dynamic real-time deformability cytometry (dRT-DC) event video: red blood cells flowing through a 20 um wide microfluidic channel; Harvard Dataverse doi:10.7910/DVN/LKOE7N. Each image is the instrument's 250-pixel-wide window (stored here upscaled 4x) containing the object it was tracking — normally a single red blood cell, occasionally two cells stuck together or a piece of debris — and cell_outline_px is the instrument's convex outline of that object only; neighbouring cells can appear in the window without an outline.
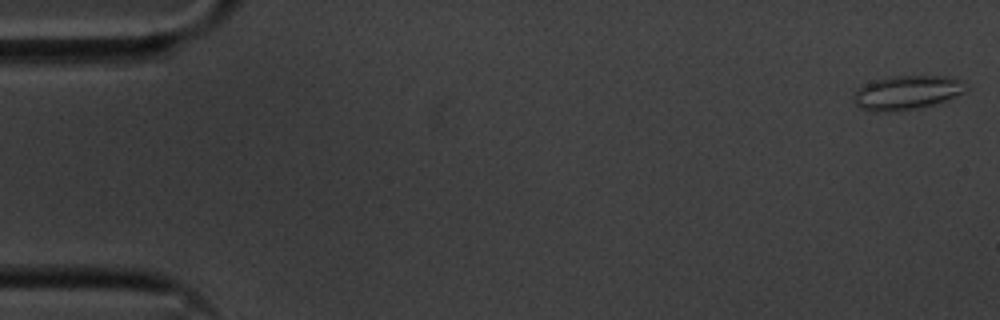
{"species": "common noctule bat (a hibernating species)", "species_latin": "Nyctalus noctula", "temperature_condition": "cold", "stored_images_in_passage": 56, "camera_frame_rate_fps": 3000, "um_per_image_px": 0.085, "animal": {"sex": "male", "body_mass_g": 20.1, "forearm_length_mm": 53.5}, "frame": {"image": 1, "passage_image": 1, "time_ms": 0.0, "image_size_px": [1000, 320], "cell_outline_px": [[968, 88], [964, 92], [948, 100], [936, 104], [896, 112], [872, 112], [860, 108], [856, 104], [856, 92], [860, 88], [876, 80], [892, 76], [944, 76], [956, 80]], "centroid_in_image_um": [77.09, 7.9], "position_along_channel_um": 7.9, "area_um2": 21.85}}
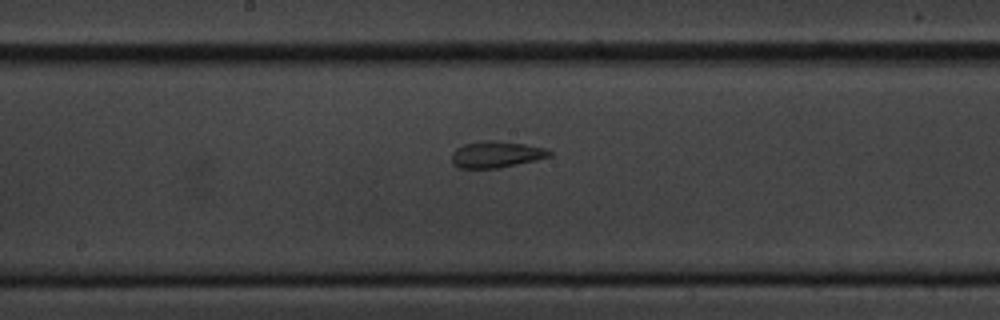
{"frame": {"image": 2, "passage_image": 29, "time_ms": 9.333, "image_size_px": [1000, 320], "cell_outline_px": [[552, 156], [500, 168], [460, 168], [452, 164], [452, 152], [456, 148], [464, 144], [484, 140], [496, 140], [524, 144], [544, 148], [552, 152]], "centroid_in_image_um": [42.16, 13.12], "position_along_channel_um": 206.0, "area_um2": 15.09}}
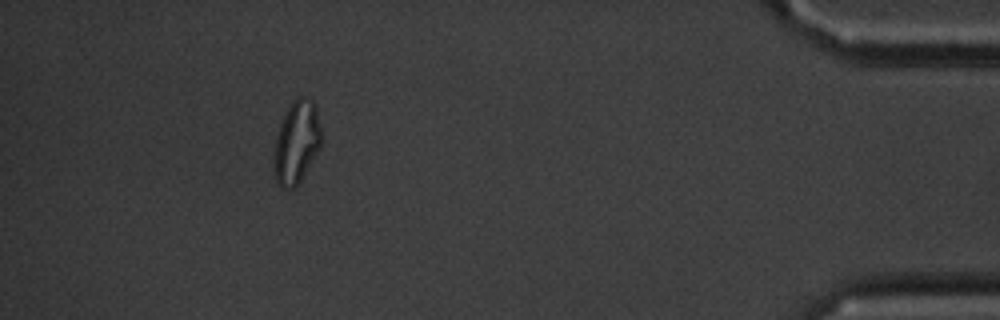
{"frame": {"image": 3, "passage_image": 51, "time_ms": 16.667, "image_size_px": [1000, 320], "cell_outline_px": [[320, 148], [300, 180], [292, 188], [284, 188], [276, 184], [272, 168], [276, 136], [280, 124], [292, 100], [296, 96], [308, 96], [316, 104], [320, 128]], "centroid_in_image_um": [25.18, 12.07], "position_along_channel_um": 410.0, "area_um2": 22.89}, "authors_computed_cell_mechanics": {"area_um2": 17.7446, "velocity_mm_per_s": 3.5686, "shape_relaxation_time_tau1_ms": null, "shape_relaxation_time_tau2_ms": 3.1305, "deformation_change_tau1": null, "deformation_change_tau2": 0.0841}}